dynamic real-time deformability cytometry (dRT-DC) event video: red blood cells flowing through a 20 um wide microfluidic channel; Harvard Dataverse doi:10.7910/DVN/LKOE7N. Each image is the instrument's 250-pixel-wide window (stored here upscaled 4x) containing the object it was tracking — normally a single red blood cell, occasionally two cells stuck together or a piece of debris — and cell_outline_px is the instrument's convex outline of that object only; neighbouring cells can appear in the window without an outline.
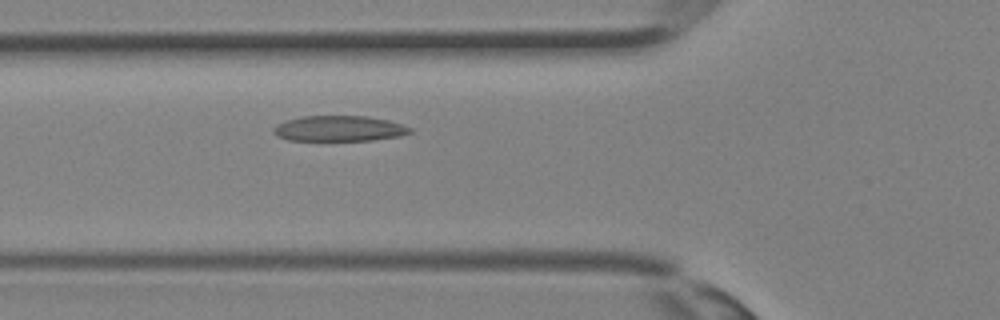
{"species": "Egyptian fruit bat (a non-hibernating species)", "species_latin": "Rousettus aegyptiacus", "temperature_condition": "room temperature", "stored_images_in_passage": 32, "camera_frame_rate_fps": 3000, "um_per_image_px": 0.085, "animal": {"sex": "female"}, "frame": {"image": 1, "passage_image": 10, "time_ms": 3.0, "image_size_px": [1000, 320], "cell_outline_px": [[412, 132], [400, 136], [372, 140], [288, 140], [276, 136], [272, 132], [272, 128], [276, 124], [288, 120], [304, 116], [368, 116], [388, 120], [404, 124], [412, 128]], "centroid_in_image_um": [28.84, 10.92], "position_along_channel_um": 97.0, "area_um2": 20.4}}
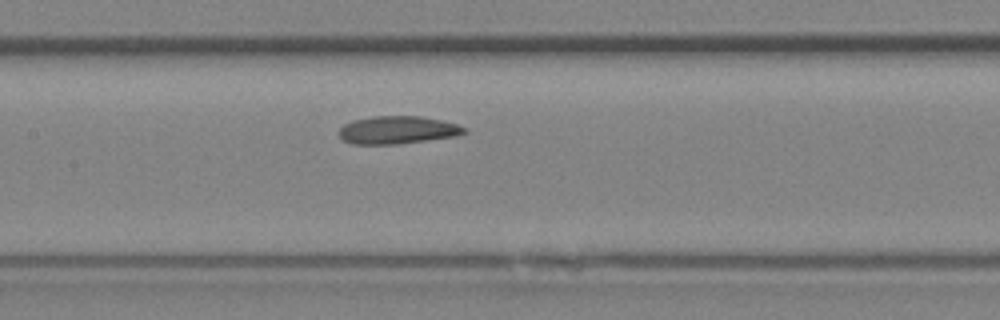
{"frame": {"image": 2, "passage_image": 14, "time_ms": 4.333, "image_size_px": [1000, 320], "cell_outline_px": [[468, 132], [456, 136], [396, 144], [352, 144], [344, 140], [340, 136], [340, 128], [344, 124], [352, 120], [372, 116], [420, 116], [440, 120], [456, 124], [468, 128]], "centroid_in_image_um": [33.8, 11.04], "position_along_channel_um": 173.6, "area_um2": 20.23}}
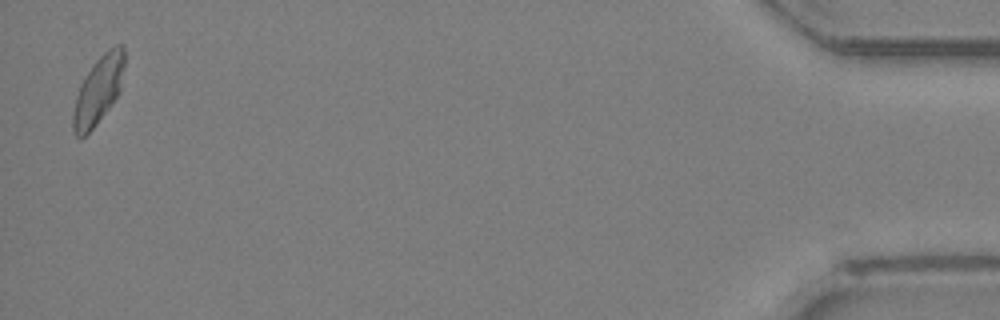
{"frame": {"image": 3, "passage_image": 32, "time_ms": 10.333, "image_size_px": [1000, 320], "cell_outline_px": [[124, 68], [120, 92], [96, 124], [80, 140], [72, 132], [72, 116], [76, 96], [80, 84], [96, 60], [108, 48], [116, 44], [124, 44]], "centroid_in_image_um": [8.35, 7.66], "position_along_channel_um": 426.8, "area_um2": 20.29}}